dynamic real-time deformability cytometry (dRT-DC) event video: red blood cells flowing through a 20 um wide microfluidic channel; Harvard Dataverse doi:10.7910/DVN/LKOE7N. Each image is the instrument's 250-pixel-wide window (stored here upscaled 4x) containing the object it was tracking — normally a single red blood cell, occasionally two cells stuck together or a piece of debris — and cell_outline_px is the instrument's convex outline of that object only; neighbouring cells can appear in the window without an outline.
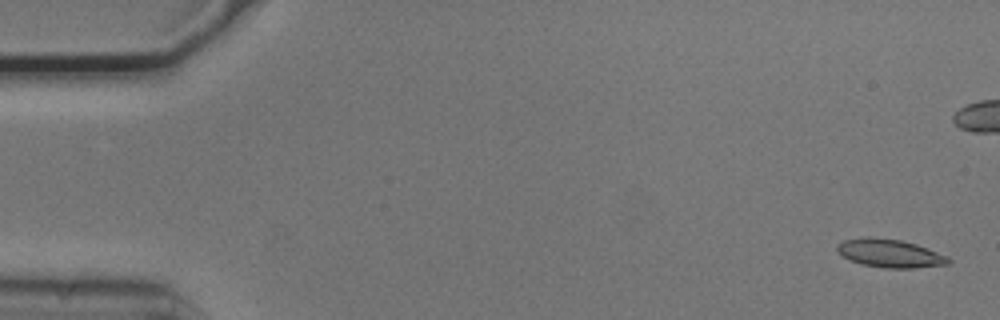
{"species": "common noctule bat (a hibernating species)", "species_latin": "Nyctalus noctula", "temperature_condition": "cold", "stored_images_in_passage": 55, "camera_frame_rate_fps": 3000, "um_per_image_px": 0.085, "animal": {"sex": "male", "body_mass_g": 20.5, "forearm_length_mm": 52.5}, "frame": {"image": 1, "passage_image": 2, "time_ms": 0.333, "image_size_px": [1000, 320], "cell_outline_px": [[952, 260], [948, 264], [912, 268], [884, 268], [860, 264], [844, 256], [836, 248], [836, 244], [844, 240], [864, 236], [868, 236], [900, 240], [916, 244], [928, 248], [948, 256]], "centroid_in_image_um": [75.65, 21.52], "position_along_channel_um": 9.3, "area_um2": 18.32}}
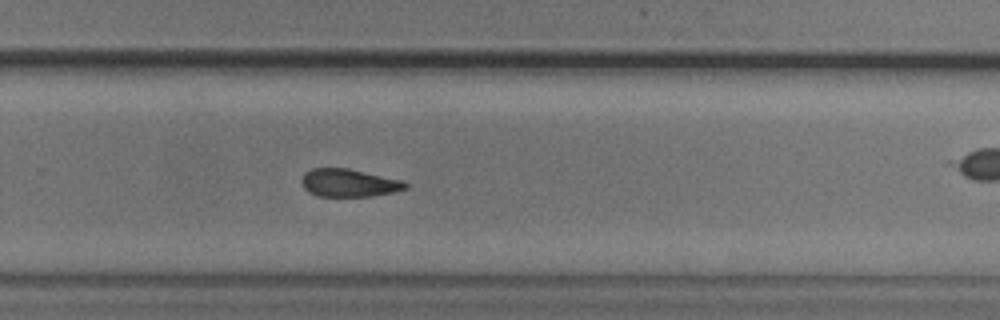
{"frame": {"image": 2, "passage_image": 36, "time_ms": 11.667, "image_size_px": [1000, 320], "cell_outline_px": [[408, 188], [392, 192], [372, 196], [316, 196], [308, 192], [304, 188], [300, 180], [304, 172], [312, 168], [348, 168], [404, 180], [408, 184]], "centroid_in_image_um": [29.64, 15.54], "position_along_channel_um": 300.2, "area_um2": 17.05}}
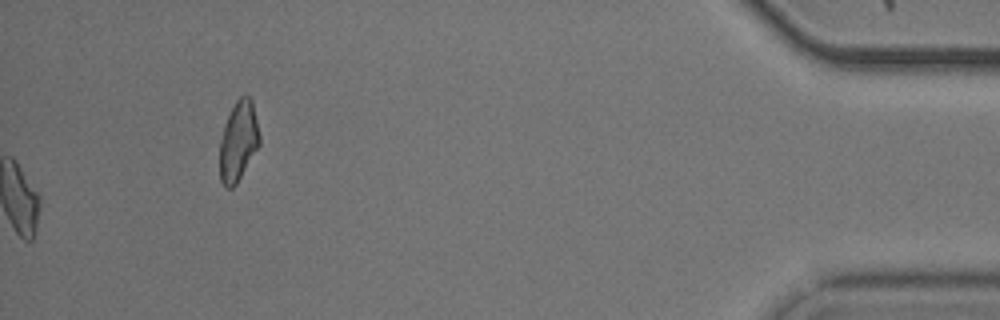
{"frame": {"image": 3, "passage_image": 55, "time_ms": 18.0, "image_size_px": [1000, 320], "cell_outline_px": [[260, 144], [236, 184], [232, 188], [228, 188], [220, 180], [220, 140], [224, 124], [236, 100], [240, 96], [248, 96], [252, 100], [260, 136]], "centroid_in_image_um": [20.26, 11.99], "position_along_channel_um": 414.9, "area_um2": 18.32}, "authors_computed_cell_mechanics": {"area_um2": 17.629, "velocity_mm_per_s": 3.737, "shape_relaxation_time_tau1_ms": 5.7455, "shape_relaxation_time_tau2_ms": 8.073, "deformation_change_tau1": 0.1384, "deformation_change_tau2": 0.1531}}